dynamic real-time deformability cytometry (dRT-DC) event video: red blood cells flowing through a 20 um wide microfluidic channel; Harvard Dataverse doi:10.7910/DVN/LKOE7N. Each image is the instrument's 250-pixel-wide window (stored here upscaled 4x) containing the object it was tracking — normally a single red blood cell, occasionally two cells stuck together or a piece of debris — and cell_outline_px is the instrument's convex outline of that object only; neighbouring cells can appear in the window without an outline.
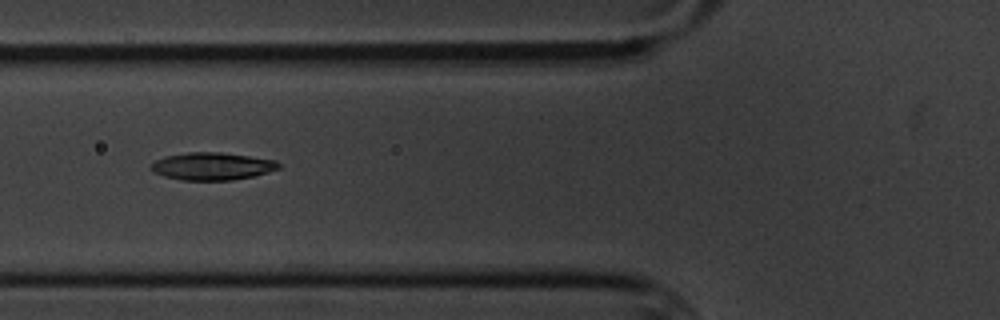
{"species": "common noctule bat (a hibernating species)", "species_latin": "Nyctalus noctula", "temperature_condition": "cold", "stored_images_in_passage": 9, "camera_frame_rate_fps": 3000, "um_per_image_px": 0.085, "animal": {"sex": "male", "body_mass_g": 20.1, "forearm_length_mm": 53.5}, "frame": {"image": 1, "passage_image": 4, "time_ms": 3.333, "image_size_px": [1000, 320], "cell_outline_px": [[280, 168], [252, 176], [232, 180], [180, 180], [164, 176], [156, 172], [152, 168], [152, 164], [156, 160], [164, 156], [188, 152], [220, 152], [276, 160], [280, 164]], "centroid_in_image_um": [18.04, 14.12], "position_along_channel_um": 107.8, "area_um2": 20.23}}
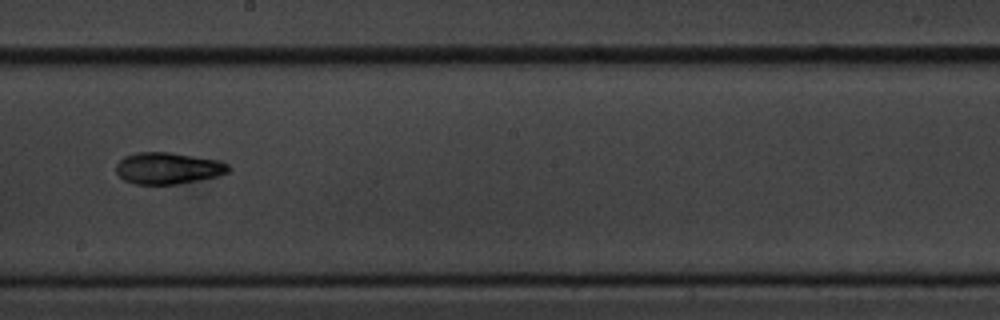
{"frame": {"image": 2, "passage_image": 7, "time_ms": 7.0, "image_size_px": [1000, 320], "cell_outline_px": [[232, 168], [228, 172], [220, 176], [180, 184], [136, 184], [124, 180], [116, 172], [116, 164], [124, 156], [136, 152], [168, 152], [220, 160], [228, 164]], "centroid_in_image_um": [14.31, 14.3], "position_along_channel_um": 233.9, "area_um2": 20.92}}
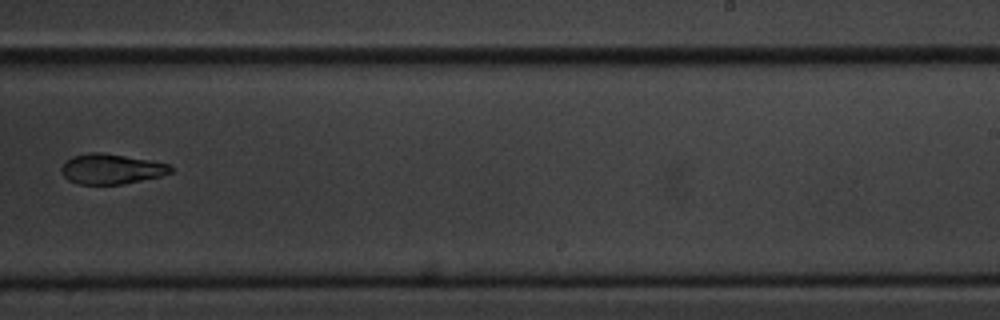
{"frame": {"image": 3, "passage_image": 8, "time_ms": 8.333, "image_size_px": [1000, 320], "cell_outline_px": [[172, 172], [160, 176], [120, 184], [80, 184], [68, 180], [64, 176], [60, 168], [72, 156], [92, 152], [100, 152], [148, 160], [168, 164], [172, 168]], "centroid_in_image_um": [9.43, 14.36], "position_along_channel_um": 279.6, "area_um2": 18.79}}